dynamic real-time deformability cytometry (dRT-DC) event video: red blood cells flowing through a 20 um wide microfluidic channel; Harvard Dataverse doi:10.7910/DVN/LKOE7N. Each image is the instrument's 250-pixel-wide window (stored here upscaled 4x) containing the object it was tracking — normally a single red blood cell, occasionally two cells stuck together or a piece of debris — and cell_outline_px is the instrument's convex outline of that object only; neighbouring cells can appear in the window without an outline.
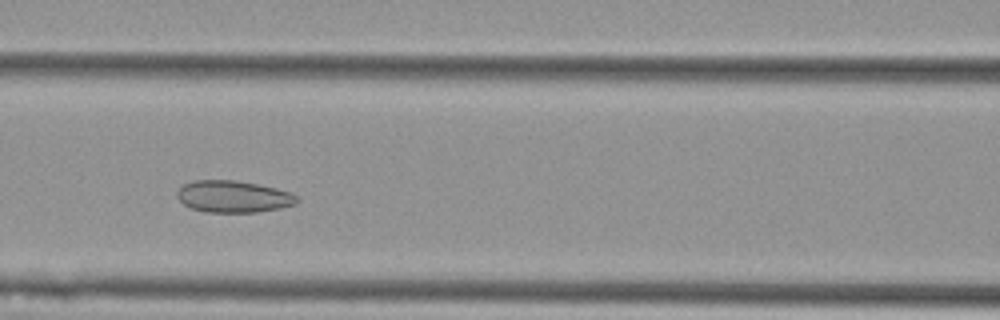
{"species": "Egyptian fruit bat (a non-hibernating species)", "species_latin": "Rousettus aegyptiacus", "temperature_condition": "cold", "stored_images_in_passage": 8, "camera_frame_rate_fps": 3000, "um_per_image_px": 0.085, "animal": {"sex": "female"}, "frame": {"image": 1, "passage_image": 4, "time_ms": 1.0, "image_size_px": [1000, 320], "cell_outline_px": [[300, 200], [296, 204], [280, 208], [256, 212], [204, 212], [192, 208], [184, 204], [176, 196], [176, 192], [184, 184], [192, 180], [236, 180], [276, 188], [292, 192]], "centroid_in_image_um": [19.84, 16.7], "position_along_channel_um": 146.8, "area_um2": 22.31}}
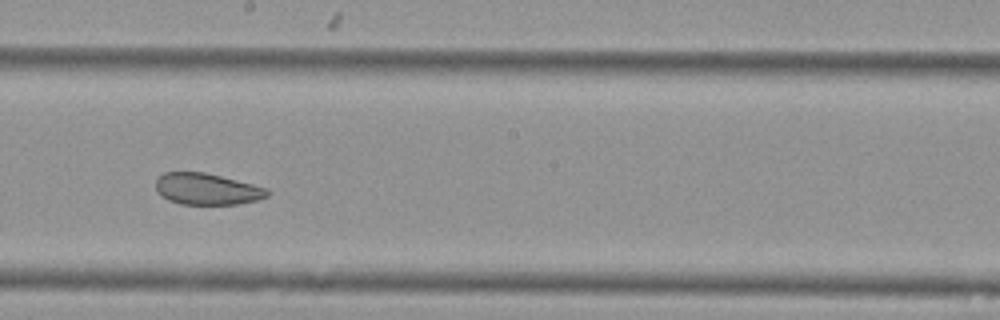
{"frame": {"image": 2, "passage_image": 6, "time_ms": 1.667, "image_size_px": [1000, 320], "cell_outline_px": [[268, 196], [256, 200], [240, 204], [180, 204], [168, 200], [160, 196], [156, 192], [156, 180], [164, 172], [204, 172], [268, 188]], "centroid_in_image_um": [17.55, 16.07], "position_along_channel_um": 230.6, "area_um2": 20.4}}
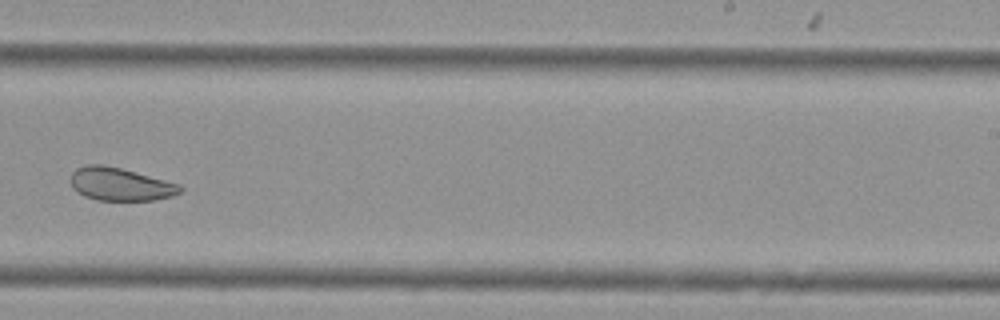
{"frame": {"image": 3, "passage_image": 7, "time_ms": 2.0, "image_size_px": [1000, 320], "cell_outline_px": [[184, 188], [180, 192], [172, 196], [156, 200], [96, 200], [84, 196], [72, 188], [72, 172], [76, 168], [88, 164], [104, 164], [120, 168], [180, 184]], "centroid_in_image_um": [10.22, 15.66], "position_along_channel_um": 278.8, "area_um2": 20.98}}